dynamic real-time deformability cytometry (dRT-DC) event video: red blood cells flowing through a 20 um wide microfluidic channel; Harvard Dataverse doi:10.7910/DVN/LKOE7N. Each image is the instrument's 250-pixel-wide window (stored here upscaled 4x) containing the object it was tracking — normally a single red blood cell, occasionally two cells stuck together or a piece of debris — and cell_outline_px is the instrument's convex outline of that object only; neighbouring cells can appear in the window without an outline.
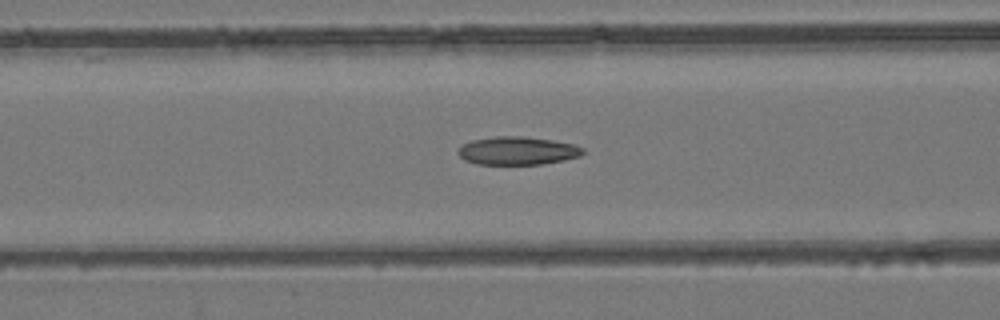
{"species": "common noctule bat (a hibernating species)", "species_latin": "Nyctalus noctula", "temperature_condition": "room temperature", "stored_images_in_passage": 42, "camera_frame_rate_fps": 3000, "um_per_image_px": 0.085, "animal": {"sex": "female", "body_mass_g": 24.6, "forearm_length_mm": 56.2}, "frame": {"image": 1, "passage_image": 13, "time_ms": 4.0, "image_size_px": [1000, 320], "cell_outline_px": [[584, 152], [580, 156], [564, 160], [540, 164], [476, 164], [464, 160], [456, 152], [464, 144], [472, 140], [496, 136], [520, 136], [552, 140], [572, 144], [584, 148]], "centroid_in_image_um": [43.97, 12.81], "position_along_channel_um": 122.6, "area_um2": 20.35}}
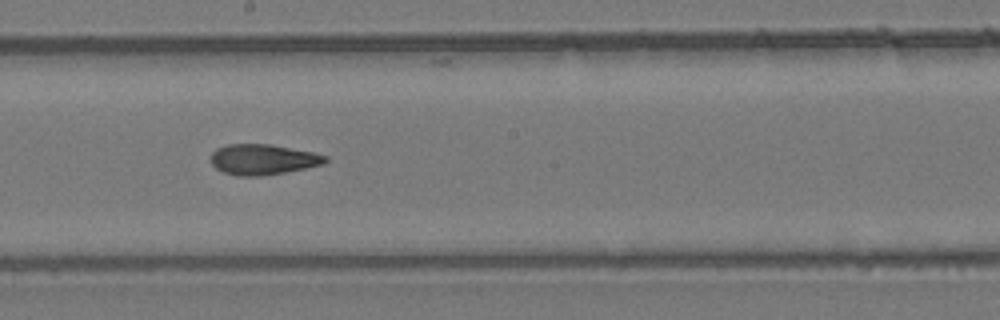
{"frame": {"image": 2, "passage_image": 21, "time_ms": 6.667, "image_size_px": [1000, 320], "cell_outline_px": [[328, 160], [324, 164], [284, 172], [260, 176], [236, 176], [224, 172], [216, 168], [212, 164], [212, 152], [216, 148], [228, 144], [268, 144], [312, 152], [328, 156]], "centroid_in_image_um": [22.34, 13.55], "position_along_channel_um": 225.9, "area_um2": 20.17}}
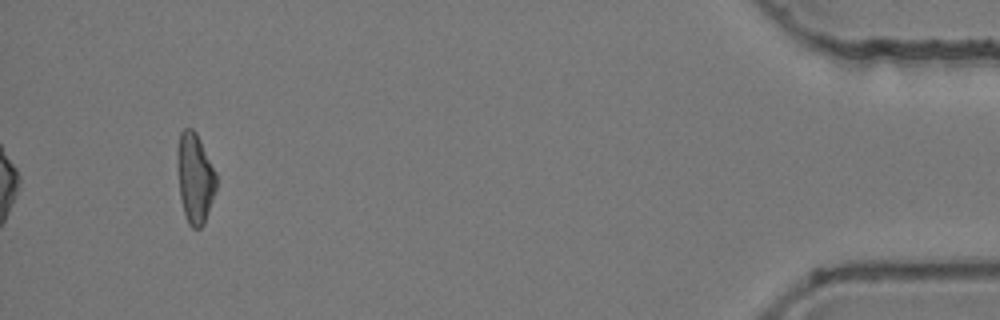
{"frame": {"image": 3, "passage_image": 42, "time_ms": 13.667, "image_size_px": [1000, 320], "cell_outline_px": [[216, 192], [204, 224], [200, 228], [192, 228], [188, 224], [184, 212], [180, 196], [176, 156], [176, 152], [180, 132], [184, 128], [192, 128], [196, 132], [216, 172]], "centroid_in_image_um": [16.57, 15.13], "position_along_channel_um": 418.6, "area_um2": 20.58}, "authors_computed_cell_mechanics": {"area_um2": 20.4901, "velocity_mm_per_s": 3.8699, "shape_relaxation_time_tau1_ms": null, "shape_relaxation_time_tau2_ms": 2.4844, "deformation_change_tau1": null, "deformation_change_tau2": 0.0904}}